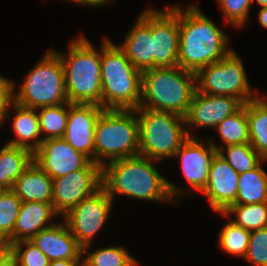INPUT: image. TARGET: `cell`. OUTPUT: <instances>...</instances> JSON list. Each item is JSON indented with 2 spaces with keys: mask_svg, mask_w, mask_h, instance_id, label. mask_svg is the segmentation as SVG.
Returning <instances> with one entry per match:
<instances>
[{
  "mask_svg": "<svg viewBox=\"0 0 267 266\" xmlns=\"http://www.w3.org/2000/svg\"><path fill=\"white\" fill-rule=\"evenodd\" d=\"M155 162L142 155L108 162L102 167V188L112 200L114 194H122L142 201L172 204L177 195L189 193L186 188L182 189L164 178L154 166Z\"/></svg>",
  "mask_w": 267,
  "mask_h": 266,
  "instance_id": "6da1fadb",
  "label": "cell"
},
{
  "mask_svg": "<svg viewBox=\"0 0 267 266\" xmlns=\"http://www.w3.org/2000/svg\"><path fill=\"white\" fill-rule=\"evenodd\" d=\"M191 4L182 9L178 5L179 54L178 66L197 73L201 68L218 62L233 51L230 38L201 10Z\"/></svg>",
  "mask_w": 267,
  "mask_h": 266,
  "instance_id": "7a4b0ae2",
  "label": "cell"
},
{
  "mask_svg": "<svg viewBox=\"0 0 267 266\" xmlns=\"http://www.w3.org/2000/svg\"><path fill=\"white\" fill-rule=\"evenodd\" d=\"M64 67L65 89L71 104H98L102 107L101 47L98 52L80 34L68 44L66 55L51 48Z\"/></svg>",
  "mask_w": 267,
  "mask_h": 266,
  "instance_id": "3957f363",
  "label": "cell"
},
{
  "mask_svg": "<svg viewBox=\"0 0 267 266\" xmlns=\"http://www.w3.org/2000/svg\"><path fill=\"white\" fill-rule=\"evenodd\" d=\"M196 90V73L180 66L145 70L142 72L138 108L173 113L185 118Z\"/></svg>",
  "mask_w": 267,
  "mask_h": 266,
  "instance_id": "277c9868",
  "label": "cell"
},
{
  "mask_svg": "<svg viewBox=\"0 0 267 266\" xmlns=\"http://www.w3.org/2000/svg\"><path fill=\"white\" fill-rule=\"evenodd\" d=\"M101 44L102 108L136 109L141 101L142 72L108 37Z\"/></svg>",
  "mask_w": 267,
  "mask_h": 266,
  "instance_id": "5b68a950",
  "label": "cell"
},
{
  "mask_svg": "<svg viewBox=\"0 0 267 266\" xmlns=\"http://www.w3.org/2000/svg\"><path fill=\"white\" fill-rule=\"evenodd\" d=\"M139 155V124L135 109H104L94 137V163Z\"/></svg>",
  "mask_w": 267,
  "mask_h": 266,
  "instance_id": "8992f818",
  "label": "cell"
},
{
  "mask_svg": "<svg viewBox=\"0 0 267 266\" xmlns=\"http://www.w3.org/2000/svg\"><path fill=\"white\" fill-rule=\"evenodd\" d=\"M14 102L31 109L68 103L65 73L60 57L49 49L27 73ZM17 92V93H16Z\"/></svg>",
  "mask_w": 267,
  "mask_h": 266,
  "instance_id": "52a82bcc",
  "label": "cell"
},
{
  "mask_svg": "<svg viewBox=\"0 0 267 266\" xmlns=\"http://www.w3.org/2000/svg\"><path fill=\"white\" fill-rule=\"evenodd\" d=\"M139 124V155L155 161L173 159L189 137L185 118L168 112L136 108Z\"/></svg>",
  "mask_w": 267,
  "mask_h": 266,
  "instance_id": "ba28073f",
  "label": "cell"
},
{
  "mask_svg": "<svg viewBox=\"0 0 267 266\" xmlns=\"http://www.w3.org/2000/svg\"><path fill=\"white\" fill-rule=\"evenodd\" d=\"M246 74L242 60L233 50L196 73V88L207 95L236 97L246 104L258 96L253 94Z\"/></svg>",
  "mask_w": 267,
  "mask_h": 266,
  "instance_id": "9c48e42d",
  "label": "cell"
},
{
  "mask_svg": "<svg viewBox=\"0 0 267 266\" xmlns=\"http://www.w3.org/2000/svg\"><path fill=\"white\" fill-rule=\"evenodd\" d=\"M112 202L107 192L101 188L62 217L82 250L91 247L93 238L111 213Z\"/></svg>",
  "mask_w": 267,
  "mask_h": 266,
  "instance_id": "30bf717a",
  "label": "cell"
},
{
  "mask_svg": "<svg viewBox=\"0 0 267 266\" xmlns=\"http://www.w3.org/2000/svg\"><path fill=\"white\" fill-rule=\"evenodd\" d=\"M101 188L102 167L92 161L84 169L53 179L52 205L56 213L63 217Z\"/></svg>",
  "mask_w": 267,
  "mask_h": 266,
  "instance_id": "8fae6325",
  "label": "cell"
},
{
  "mask_svg": "<svg viewBox=\"0 0 267 266\" xmlns=\"http://www.w3.org/2000/svg\"><path fill=\"white\" fill-rule=\"evenodd\" d=\"M150 28L153 34V68L178 66V4L168 5L162 10L150 8Z\"/></svg>",
  "mask_w": 267,
  "mask_h": 266,
  "instance_id": "7c38bea8",
  "label": "cell"
},
{
  "mask_svg": "<svg viewBox=\"0 0 267 266\" xmlns=\"http://www.w3.org/2000/svg\"><path fill=\"white\" fill-rule=\"evenodd\" d=\"M34 162L52 179L86 168L92 160L63 138L43 140L34 152Z\"/></svg>",
  "mask_w": 267,
  "mask_h": 266,
  "instance_id": "4fadbf2b",
  "label": "cell"
},
{
  "mask_svg": "<svg viewBox=\"0 0 267 266\" xmlns=\"http://www.w3.org/2000/svg\"><path fill=\"white\" fill-rule=\"evenodd\" d=\"M243 105L236 97L207 95L196 90L185 116L188 136L198 137L191 133L190 128L195 129L193 126L215 129L221 121L236 113Z\"/></svg>",
  "mask_w": 267,
  "mask_h": 266,
  "instance_id": "5bb4252c",
  "label": "cell"
},
{
  "mask_svg": "<svg viewBox=\"0 0 267 266\" xmlns=\"http://www.w3.org/2000/svg\"><path fill=\"white\" fill-rule=\"evenodd\" d=\"M204 143L198 137H188L173 157H179L184 178L193 190L200 193L206 187L212 160L218 153L208 139Z\"/></svg>",
  "mask_w": 267,
  "mask_h": 266,
  "instance_id": "9a60e30c",
  "label": "cell"
},
{
  "mask_svg": "<svg viewBox=\"0 0 267 266\" xmlns=\"http://www.w3.org/2000/svg\"><path fill=\"white\" fill-rule=\"evenodd\" d=\"M98 104H71L65 139L74 149L84 153L94 162V137L97 120L103 112Z\"/></svg>",
  "mask_w": 267,
  "mask_h": 266,
  "instance_id": "2e32d148",
  "label": "cell"
},
{
  "mask_svg": "<svg viewBox=\"0 0 267 266\" xmlns=\"http://www.w3.org/2000/svg\"><path fill=\"white\" fill-rule=\"evenodd\" d=\"M239 173L218 153L214 156L208 181L201 194L206 196L214 212H224L237 198Z\"/></svg>",
  "mask_w": 267,
  "mask_h": 266,
  "instance_id": "e0dca14e",
  "label": "cell"
},
{
  "mask_svg": "<svg viewBox=\"0 0 267 266\" xmlns=\"http://www.w3.org/2000/svg\"><path fill=\"white\" fill-rule=\"evenodd\" d=\"M40 230L30 241L45 254L49 261L82 260V247L78 244L65 221Z\"/></svg>",
  "mask_w": 267,
  "mask_h": 266,
  "instance_id": "ac0fdd59",
  "label": "cell"
},
{
  "mask_svg": "<svg viewBox=\"0 0 267 266\" xmlns=\"http://www.w3.org/2000/svg\"><path fill=\"white\" fill-rule=\"evenodd\" d=\"M118 45L130 62L141 72L153 68V34L150 28V7L138 16L136 23Z\"/></svg>",
  "mask_w": 267,
  "mask_h": 266,
  "instance_id": "d6986e66",
  "label": "cell"
},
{
  "mask_svg": "<svg viewBox=\"0 0 267 266\" xmlns=\"http://www.w3.org/2000/svg\"><path fill=\"white\" fill-rule=\"evenodd\" d=\"M56 216L59 215L50 203L22 202L13 234L6 240L8 245L31 240L40 230L54 225L56 222L52 219Z\"/></svg>",
  "mask_w": 267,
  "mask_h": 266,
  "instance_id": "ffe728a7",
  "label": "cell"
},
{
  "mask_svg": "<svg viewBox=\"0 0 267 266\" xmlns=\"http://www.w3.org/2000/svg\"><path fill=\"white\" fill-rule=\"evenodd\" d=\"M12 191L22 202L52 204L53 179L33 161L17 178Z\"/></svg>",
  "mask_w": 267,
  "mask_h": 266,
  "instance_id": "44dd1931",
  "label": "cell"
},
{
  "mask_svg": "<svg viewBox=\"0 0 267 266\" xmlns=\"http://www.w3.org/2000/svg\"><path fill=\"white\" fill-rule=\"evenodd\" d=\"M10 108L16 113L12 121L15 137L6 144L26 148L34 153L43 142L37 110L15 102Z\"/></svg>",
  "mask_w": 267,
  "mask_h": 266,
  "instance_id": "7402d4cb",
  "label": "cell"
},
{
  "mask_svg": "<svg viewBox=\"0 0 267 266\" xmlns=\"http://www.w3.org/2000/svg\"><path fill=\"white\" fill-rule=\"evenodd\" d=\"M34 161V153L29 149L5 144L0 149V184L12 190L17 178Z\"/></svg>",
  "mask_w": 267,
  "mask_h": 266,
  "instance_id": "603a6c76",
  "label": "cell"
},
{
  "mask_svg": "<svg viewBox=\"0 0 267 266\" xmlns=\"http://www.w3.org/2000/svg\"><path fill=\"white\" fill-rule=\"evenodd\" d=\"M251 146L267 160V100L258 95L246 103Z\"/></svg>",
  "mask_w": 267,
  "mask_h": 266,
  "instance_id": "cb8c5ba5",
  "label": "cell"
},
{
  "mask_svg": "<svg viewBox=\"0 0 267 266\" xmlns=\"http://www.w3.org/2000/svg\"><path fill=\"white\" fill-rule=\"evenodd\" d=\"M262 164L239 174L237 198L233 204L267 203V173Z\"/></svg>",
  "mask_w": 267,
  "mask_h": 266,
  "instance_id": "d4e9b609",
  "label": "cell"
},
{
  "mask_svg": "<svg viewBox=\"0 0 267 266\" xmlns=\"http://www.w3.org/2000/svg\"><path fill=\"white\" fill-rule=\"evenodd\" d=\"M222 145H217L212 139L209 142L219 151L221 148L235 144L250 143L249 127L246 115V104H244L236 113L227 116L216 127Z\"/></svg>",
  "mask_w": 267,
  "mask_h": 266,
  "instance_id": "484cf974",
  "label": "cell"
},
{
  "mask_svg": "<svg viewBox=\"0 0 267 266\" xmlns=\"http://www.w3.org/2000/svg\"><path fill=\"white\" fill-rule=\"evenodd\" d=\"M220 214L250 232L267 227V203L232 204Z\"/></svg>",
  "mask_w": 267,
  "mask_h": 266,
  "instance_id": "4316f807",
  "label": "cell"
},
{
  "mask_svg": "<svg viewBox=\"0 0 267 266\" xmlns=\"http://www.w3.org/2000/svg\"><path fill=\"white\" fill-rule=\"evenodd\" d=\"M36 110L41 135L43 134L42 139L63 138L67 125L69 102L56 106L41 107Z\"/></svg>",
  "mask_w": 267,
  "mask_h": 266,
  "instance_id": "83f0119b",
  "label": "cell"
},
{
  "mask_svg": "<svg viewBox=\"0 0 267 266\" xmlns=\"http://www.w3.org/2000/svg\"><path fill=\"white\" fill-rule=\"evenodd\" d=\"M87 254V255H86ZM83 266H137V259L123 246L103 247L93 252L82 250Z\"/></svg>",
  "mask_w": 267,
  "mask_h": 266,
  "instance_id": "f1b7e54d",
  "label": "cell"
},
{
  "mask_svg": "<svg viewBox=\"0 0 267 266\" xmlns=\"http://www.w3.org/2000/svg\"><path fill=\"white\" fill-rule=\"evenodd\" d=\"M218 154L239 174L253 170L261 162L267 161L250 143L225 146L218 151Z\"/></svg>",
  "mask_w": 267,
  "mask_h": 266,
  "instance_id": "f546056e",
  "label": "cell"
},
{
  "mask_svg": "<svg viewBox=\"0 0 267 266\" xmlns=\"http://www.w3.org/2000/svg\"><path fill=\"white\" fill-rule=\"evenodd\" d=\"M250 233L230 220L221 228L218 243L227 254L244 259L248 250Z\"/></svg>",
  "mask_w": 267,
  "mask_h": 266,
  "instance_id": "4dcf8cb0",
  "label": "cell"
},
{
  "mask_svg": "<svg viewBox=\"0 0 267 266\" xmlns=\"http://www.w3.org/2000/svg\"><path fill=\"white\" fill-rule=\"evenodd\" d=\"M22 201L12 190L0 197V236L7 240L12 234Z\"/></svg>",
  "mask_w": 267,
  "mask_h": 266,
  "instance_id": "1f68e13d",
  "label": "cell"
},
{
  "mask_svg": "<svg viewBox=\"0 0 267 266\" xmlns=\"http://www.w3.org/2000/svg\"><path fill=\"white\" fill-rule=\"evenodd\" d=\"M9 250L17 266H49L48 257L30 240L17 241L9 246Z\"/></svg>",
  "mask_w": 267,
  "mask_h": 266,
  "instance_id": "d6a6232c",
  "label": "cell"
},
{
  "mask_svg": "<svg viewBox=\"0 0 267 266\" xmlns=\"http://www.w3.org/2000/svg\"><path fill=\"white\" fill-rule=\"evenodd\" d=\"M223 18L234 28H241L248 19L253 0H217Z\"/></svg>",
  "mask_w": 267,
  "mask_h": 266,
  "instance_id": "836d02e7",
  "label": "cell"
},
{
  "mask_svg": "<svg viewBox=\"0 0 267 266\" xmlns=\"http://www.w3.org/2000/svg\"><path fill=\"white\" fill-rule=\"evenodd\" d=\"M244 260L252 266H267V227L250 233L248 250Z\"/></svg>",
  "mask_w": 267,
  "mask_h": 266,
  "instance_id": "e575fe53",
  "label": "cell"
},
{
  "mask_svg": "<svg viewBox=\"0 0 267 266\" xmlns=\"http://www.w3.org/2000/svg\"><path fill=\"white\" fill-rule=\"evenodd\" d=\"M15 87V82L2 76L0 73V127L9 119L8 112L11 105L14 103Z\"/></svg>",
  "mask_w": 267,
  "mask_h": 266,
  "instance_id": "d590c367",
  "label": "cell"
},
{
  "mask_svg": "<svg viewBox=\"0 0 267 266\" xmlns=\"http://www.w3.org/2000/svg\"><path fill=\"white\" fill-rule=\"evenodd\" d=\"M67 2H74L79 4L80 6H88V7H102L106 6V4L113 2V0H65Z\"/></svg>",
  "mask_w": 267,
  "mask_h": 266,
  "instance_id": "8d00e7d4",
  "label": "cell"
},
{
  "mask_svg": "<svg viewBox=\"0 0 267 266\" xmlns=\"http://www.w3.org/2000/svg\"><path fill=\"white\" fill-rule=\"evenodd\" d=\"M49 266H83L82 260H56L51 261Z\"/></svg>",
  "mask_w": 267,
  "mask_h": 266,
  "instance_id": "74e56055",
  "label": "cell"
},
{
  "mask_svg": "<svg viewBox=\"0 0 267 266\" xmlns=\"http://www.w3.org/2000/svg\"><path fill=\"white\" fill-rule=\"evenodd\" d=\"M0 266H17L15 258L10 250L0 257Z\"/></svg>",
  "mask_w": 267,
  "mask_h": 266,
  "instance_id": "f35d334b",
  "label": "cell"
},
{
  "mask_svg": "<svg viewBox=\"0 0 267 266\" xmlns=\"http://www.w3.org/2000/svg\"><path fill=\"white\" fill-rule=\"evenodd\" d=\"M258 22L262 27L267 29V6L261 7V9L258 12Z\"/></svg>",
  "mask_w": 267,
  "mask_h": 266,
  "instance_id": "ab89813d",
  "label": "cell"
},
{
  "mask_svg": "<svg viewBox=\"0 0 267 266\" xmlns=\"http://www.w3.org/2000/svg\"><path fill=\"white\" fill-rule=\"evenodd\" d=\"M9 250L7 241L0 236V257L3 256Z\"/></svg>",
  "mask_w": 267,
  "mask_h": 266,
  "instance_id": "60d3db41",
  "label": "cell"
},
{
  "mask_svg": "<svg viewBox=\"0 0 267 266\" xmlns=\"http://www.w3.org/2000/svg\"><path fill=\"white\" fill-rule=\"evenodd\" d=\"M253 2H256L261 7L267 6V0H253Z\"/></svg>",
  "mask_w": 267,
  "mask_h": 266,
  "instance_id": "b9f144b4",
  "label": "cell"
},
{
  "mask_svg": "<svg viewBox=\"0 0 267 266\" xmlns=\"http://www.w3.org/2000/svg\"><path fill=\"white\" fill-rule=\"evenodd\" d=\"M7 191L5 187L0 184V197Z\"/></svg>",
  "mask_w": 267,
  "mask_h": 266,
  "instance_id": "7bdbcfd3",
  "label": "cell"
}]
</instances>
